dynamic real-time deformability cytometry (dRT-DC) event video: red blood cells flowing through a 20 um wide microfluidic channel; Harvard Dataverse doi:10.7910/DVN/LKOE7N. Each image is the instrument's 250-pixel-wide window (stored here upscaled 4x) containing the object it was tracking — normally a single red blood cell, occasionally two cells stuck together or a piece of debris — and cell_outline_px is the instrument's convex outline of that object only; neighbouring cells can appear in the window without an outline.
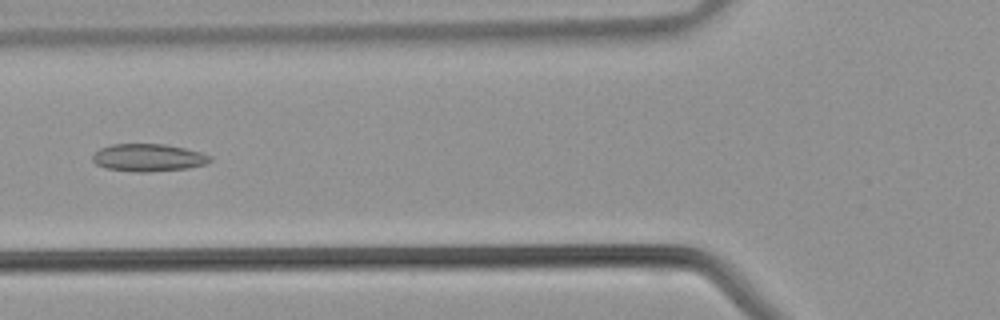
{"species": "common noctule bat (a hibernating species)", "species_latin": "Nyctalus noctula", "temperature_condition": "warm", "stored_images_in_passage": 42, "camera_frame_rate_fps": 3000, "um_per_image_px": 0.085, "animal": {"sex": "male", "body_mass_g": 21.5, "forearm_length_mm": 52.0}, "frame": {"image": 1, "passage_image": 16, "time_ms": 5.0, "image_size_px": [1000, 320], "cell_outline_px": [[212, 160], [204, 164], [188, 168], [148, 172], [132, 172], [108, 168], [96, 164], [92, 160], [92, 156], [100, 148], [112, 144], [164, 144], [184, 148], [200, 152], [212, 156]], "centroid_in_image_um": [12.61, 13.4], "position_along_channel_um": 113.2, "area_um2": 18.79}}
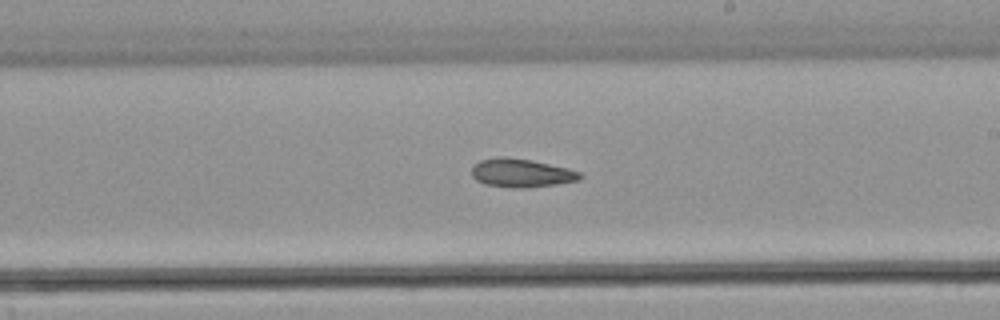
{"frame": {"image": 2, "passage_image": 24, "time_ms": 7.667, "image_size_px": [1000, 320], "cell_outline_px": [[584, 176], [580, 180], [556, 184], [524, 188], [512, 188], [484, 184], [476, 180], [472, 176], [472, 168], [480, 160], [500, 156], [504, 156], [532, 160], [568, 168], [580, 172]], "centroid_in_image_um": [44.33, 14.7], "position_along_channel_um": 244.7, "area_um2": 18.09}}
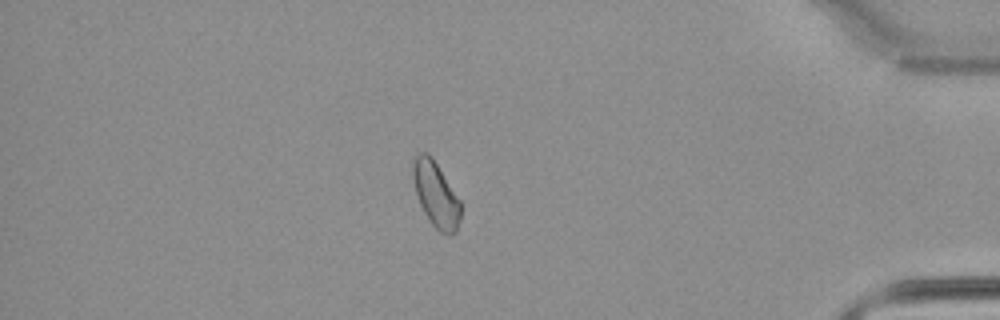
{"frame": {"image": 3, "passage_image": 36, "time_ms": 11.667, "image_size_px": [1000, 320], "cell_outline_px": [[460, 216], [456, 232], [452, 236], [448, 236], [440, 232], [428, 220], [420, 204], [416, 192], [412, 176], [412, 160], [420, 152], [428, 152], [432, 156], [460, 200]], "centroid_in_image_um": [37.04, 16.52], "position_along_channel_um": 398.2, "area_um2": 18.21}}